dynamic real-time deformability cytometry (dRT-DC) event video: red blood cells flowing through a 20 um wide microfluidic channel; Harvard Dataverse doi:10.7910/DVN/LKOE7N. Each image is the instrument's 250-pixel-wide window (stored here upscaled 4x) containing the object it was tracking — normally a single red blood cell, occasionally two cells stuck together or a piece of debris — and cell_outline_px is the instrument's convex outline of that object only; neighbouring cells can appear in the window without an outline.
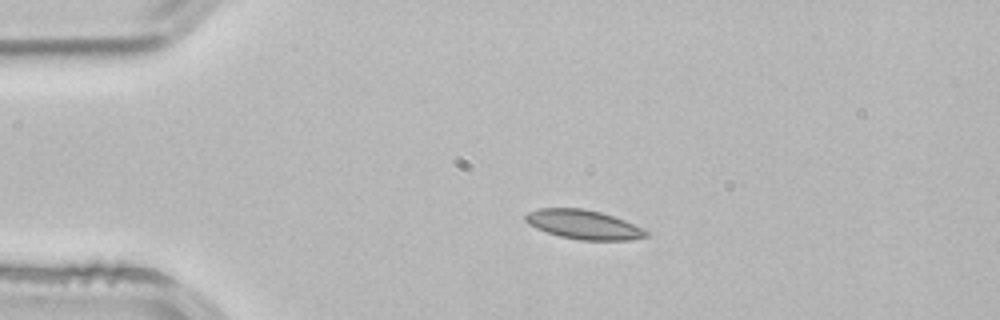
{"species": "common noctule bat (a hibernating species)", "species_latin": "Nyctalus noctula", "temperature_condition": "room temperature", "stored_images_in_passage": 4, "camera_frame_rate_fps": 3000, "um_per_image_px": 0.085, "animal": {"sex": "male", "body_mass_g": 21.5, "forearm_length_mm": 52.0}, "frame": {"image": 1, "passage_image": 3, "time_ms": 0.667, "image_size_px": [1000, 320], "cell_outline_px": [[648, 236], [632, 240], [580, 240], [560, 236], [536, 228], [528, 224], [524, 220], [524, 216], [528, 212], [540, 208], [584, 208], [600, 212], [624, 220], [648, 232]], "centroid_in_image_um": [49.57, 19.08], "position_along_channel_um": 35.4, "area_um2": 20.35}}